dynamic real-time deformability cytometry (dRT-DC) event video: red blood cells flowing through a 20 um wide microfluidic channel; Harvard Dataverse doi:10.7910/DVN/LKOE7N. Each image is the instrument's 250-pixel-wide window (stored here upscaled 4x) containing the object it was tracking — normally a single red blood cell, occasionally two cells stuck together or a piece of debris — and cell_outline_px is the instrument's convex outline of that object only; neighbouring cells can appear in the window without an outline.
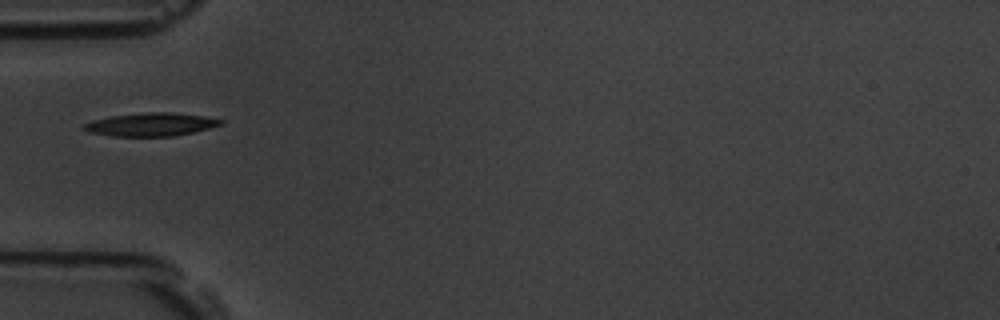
{"species": "common noctule bat (a hibernating species)", "species_latin": "Nyctalus noctula", "temperature_condition": "room temperature", "stored_images_in_passage": 11, "camera_frame_rate_fps": 3000, "um_per_image_px": 0.085, "animal": {"sex": "male", "body_mass_g": 19.5, "forearm_length_mm": 54.6}, "frame": {"image": 1, "passage_image": 1, "time_ms": 0.0, "image_size_px": [1000, 320], "cell_outline_px": [[224, 124], [176, 136], [112, 136], [88, 132], [84, 128], [84, 124], [92, 120], [112, 116], [148, 112], [172, 112], [204, 116], [224, 120]], "centroid_in_image_um": [12.85, 10.58], "position_along_channel_um": 72.1, "area_um2": 18.38}}
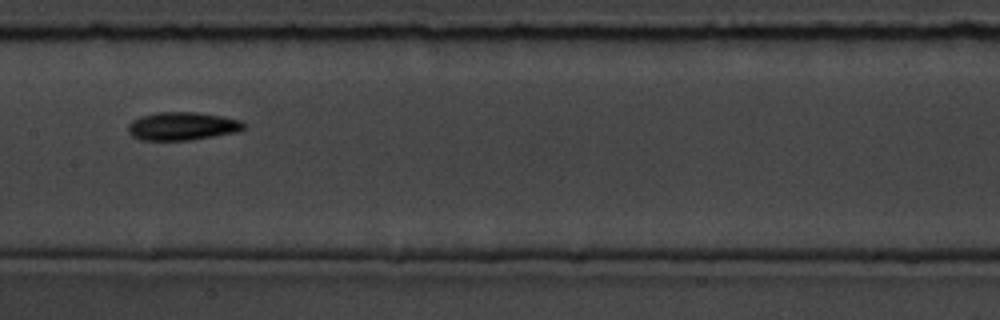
{"frame": {"image": 2, "passage_image": 4, "time_ms": 1.0, "image_size_px": [1000, 320], "cell_outline_px": [[244, 128], [236, 132], [192, 140], [140, 140], [132, 136], [128, 132], [128, 124], [132, 120], [140, 116], [160, 112], [196, 112], [224, 116], [240, 120], [244, 124]], "centroid_in_image_um": [15.47, 10.72], "position_along_channel_um": 191.9, "area_um2": 19.02}}
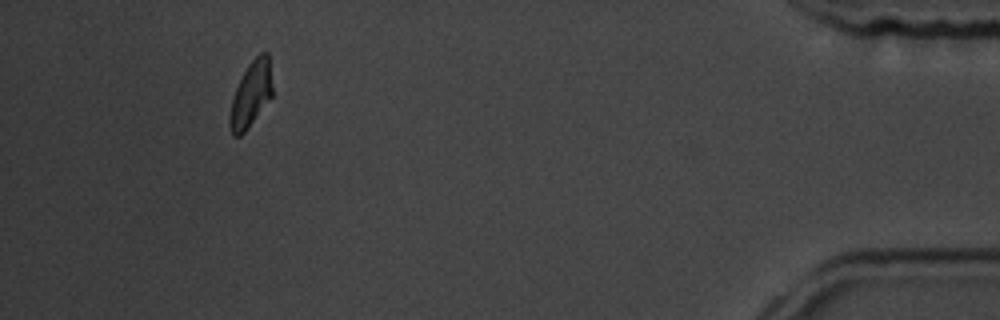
{"frame": {"image": 3, "passage_image": 10, "time_ms": 3.0, "image_size_px": [1000, 320], "cell_outline_px": [[272, 96], [244, 132], [240, 136], [232, 136], [228, 124], [228, 116], [232, 96], [248, 64], [260, 52], [268, 52], [272, 88]], "centroid_in_image_um": [21.29, 8.03], "position_along_channel_um": 413.9, "area_um2": 16.18}}